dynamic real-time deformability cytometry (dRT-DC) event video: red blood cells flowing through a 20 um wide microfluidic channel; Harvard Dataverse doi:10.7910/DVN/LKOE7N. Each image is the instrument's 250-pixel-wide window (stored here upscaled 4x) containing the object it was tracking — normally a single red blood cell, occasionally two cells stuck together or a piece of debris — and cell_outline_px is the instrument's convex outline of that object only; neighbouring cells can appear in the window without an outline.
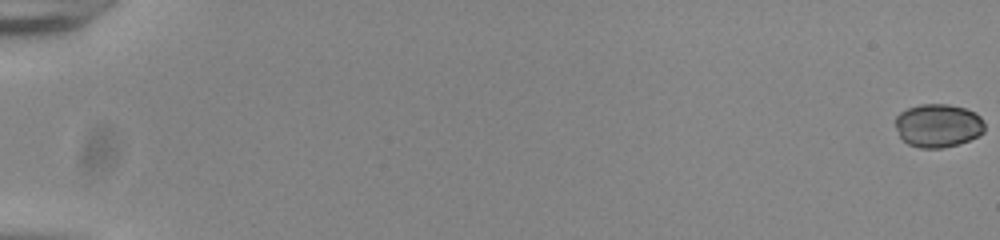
{"species": "common noctule bat (a hibernating species)", "species_latin": "Nyctalus noctula", "temperature_condition": "room temperature", "stored_images_in_passage": 18, "camera_frame_rate_fps": 3000, "um_per_image_px": 0.085, "animal": {"sex": "male", "body_mass_g": 20.0, "forearm_length_mm": 53.3}, "frame": {"image": 1, "passage_image": 1, "time_ms": 0.0, "image_size_px": [1000, 240], "cell_outline_px": [[984, 132], [968, 140], [944, 148], [920, 148], [908, 144], [900, 136], [896, 128], [896, 116], [900, 112], [908, 108], [920, 104], [948, 104], [964, 108], [976, 112], [980, 116], [984, 124]], "centroid_in_image_um": [79.73, 10.66], "position_along_channel_um": 5.3, "area_um2": 22.48}}
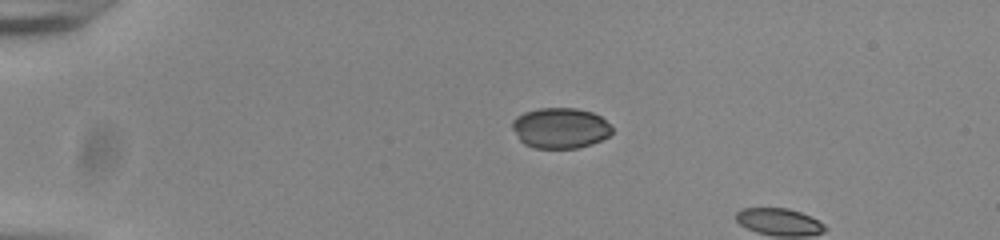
{"frame": {"image": 2, "passage_image": 15, "time_ms": 4.667, "image_size_px": [1000, 240], "cell_outline_px": [[612, 132], [608, 136], [592, 144], [576, 148], [532, 148], [524, 144], [520, 140], [512, 128], [512, 120], [516, 116], [524, 112], [540, 108], [576, 108], [592, 112], [600, 116], [612, 128]], "centroid_in_image_um": [47.59, 10.88], "position_along_channel_um": 37.4, "area_um2": 23.58}}